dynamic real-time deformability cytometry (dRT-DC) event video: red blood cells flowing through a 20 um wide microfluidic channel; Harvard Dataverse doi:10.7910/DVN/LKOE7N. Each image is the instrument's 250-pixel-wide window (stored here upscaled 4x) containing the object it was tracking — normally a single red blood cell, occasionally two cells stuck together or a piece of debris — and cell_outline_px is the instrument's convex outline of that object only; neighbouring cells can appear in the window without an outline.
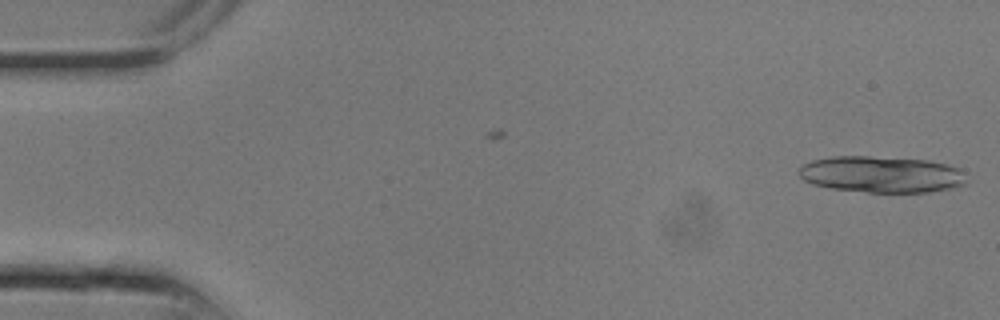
{"species": "common noctule bat (a hibernating species)", "species_latin": "Nyctalus noctula", "temperature_condition": "room temperature", "stored_images_in_passage": 2, "camera_frame_rate_fps": 3000, "um_per_image_px": 0.085, "animal": {"sex": "male", "body_mass_g": 13.3}, "frame": {"image": 1, "passage_image": 1, "time_ms": 0.0, "image_size_px": [1000, 320], "cell_outline_px": [[968, 184], [952, 188], [928, 192], [868, 192], [832, 188], [812, 184], [804, 180], [800, 176], [800, 168], [804, 164], [812, 160], [832, 156], [868, 156], [928, 160], [948, 164], [960, 168]], "centroid_in_image_um": [74.96, 14.82], "position_along_channel_um": 10.0, "area_um2": 35.6}}